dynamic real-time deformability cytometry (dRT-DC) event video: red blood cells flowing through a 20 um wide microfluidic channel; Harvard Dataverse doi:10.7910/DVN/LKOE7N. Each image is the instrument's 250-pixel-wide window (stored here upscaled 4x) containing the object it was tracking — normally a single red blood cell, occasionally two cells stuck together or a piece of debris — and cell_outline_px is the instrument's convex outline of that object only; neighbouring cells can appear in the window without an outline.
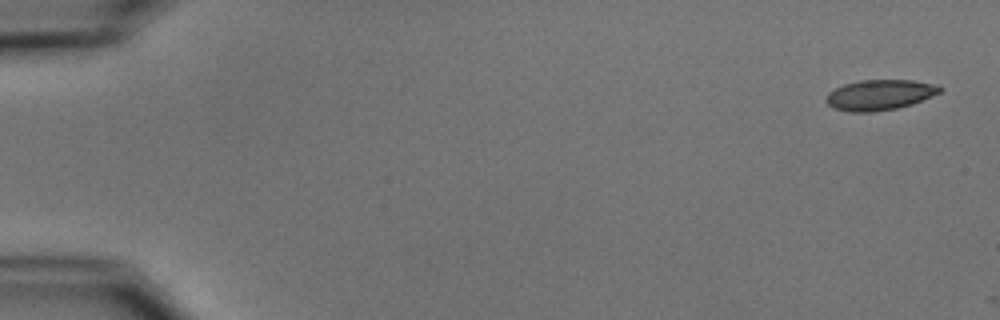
{"species": "common noctule bat (a hibernating species)", "species_latin": "Nyctalus noctula", "temperature_condition": "cold", "stored_images_in_passage": 3, "camera_frame_rate_fps": 3000, "um_per_image_px": 0.085, "animal": {"sex": "male", "body_mass_g": 15.6}, "frame": {"image": 1, "passage_image": 1, "time_ms": 0.0, "image_size_px": [1000, 320], "cell_outline_px": [[944, 88], [940, 92], [912, 104], [896, 108], [872, 112], [852, 112], [836, 108], [828, 104], [824, 100], [828, 92], [844, 84], [860, 80], [912, 80], [936, 84]], "centroid_in_image_um": [74.77, 8.05], "position_along_channel_um": 10.2, "area_um2": 20.06}}